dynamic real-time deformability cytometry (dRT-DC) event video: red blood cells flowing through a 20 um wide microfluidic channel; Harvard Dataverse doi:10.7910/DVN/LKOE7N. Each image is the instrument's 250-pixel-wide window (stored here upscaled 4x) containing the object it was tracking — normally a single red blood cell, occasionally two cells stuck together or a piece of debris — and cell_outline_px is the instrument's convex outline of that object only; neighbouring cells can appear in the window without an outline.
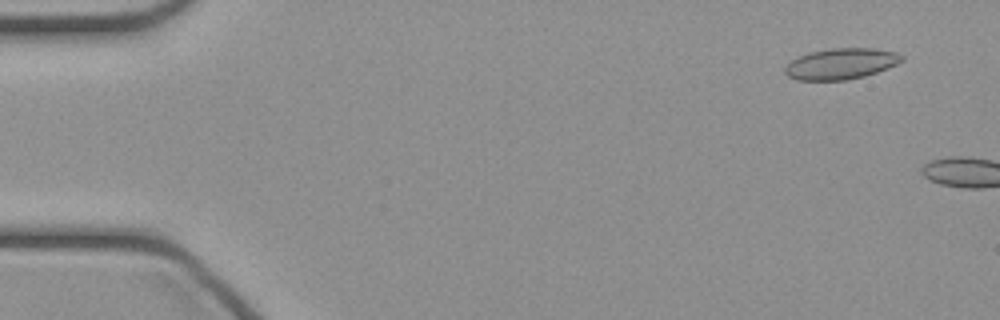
{"species": "common noctule bat (a hibernating species)", "species_latin": "Nyctalus noctula", "temperature_condition": "cold", "stored_images_in_passage": 5, "camera_frame_rate_fps": 3000, "um_per_image_px": 0.085, "animal": {"sex": "female", "body_mass_g": 21.9}, "frame": {"image": 1, "passage_image": 3, "time_ms": 0.667, "image_size_px": [1000, 320], "cell_outline_px": [[904, 60], [888, 68], [864, 76], [848, 80], [796, 80], [788, 76], [784, 72], [784, 68], [792, 60], [808, 52], [832, 48], [872, 48], [896, 52], [904, 56]], "centroid_in_image_um": [71.49, 5.42], "position_along_channel_um": 13.5, "area_um2": 21.1}}